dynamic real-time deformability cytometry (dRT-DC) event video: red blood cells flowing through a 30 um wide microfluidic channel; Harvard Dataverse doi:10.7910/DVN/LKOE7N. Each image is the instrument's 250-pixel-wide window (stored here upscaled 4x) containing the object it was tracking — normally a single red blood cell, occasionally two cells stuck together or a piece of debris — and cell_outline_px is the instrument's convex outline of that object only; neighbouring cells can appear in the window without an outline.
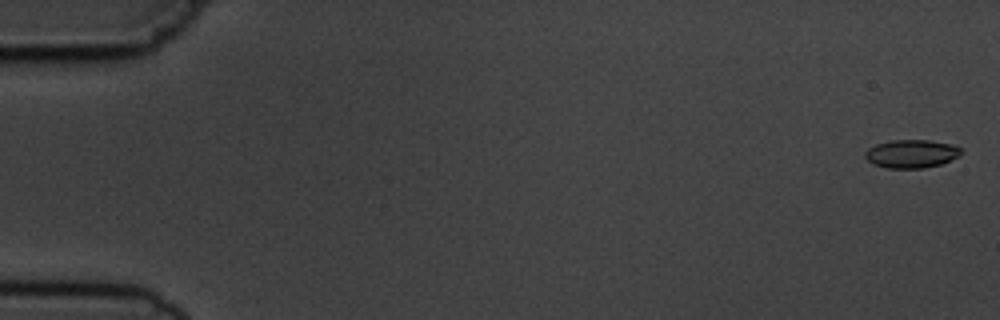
{"species": "common noctule bat (a hibernating species)", "species_latin": "Nyctalus noctula", "temperature_condition": "cold", "stored_images_in_passage": 8, "camera_frame_rate_fps": 3000, "um_per_image_px": 0.085, "animal": {"sex": "male", "body_mass_g": 19.5, "forearm_length_mm": 54.6}, "frame": {"image": 1, "passage_image": 1, "time_ms": 0.0, "image_size_px": [1000, 320], "cell_outline_px": [[964, 148], [960, 156], [940, 164], [924, 168], [888, 168], [872, 164], [864, 156], [864, 152], [868, 148], [876, 144], [892, 140], [928, 140], [952, 144]], "centroid_in_image_um": [77.49, 13.06], "position_along_channel_um": 7.5, "area_um2": 15.95}}
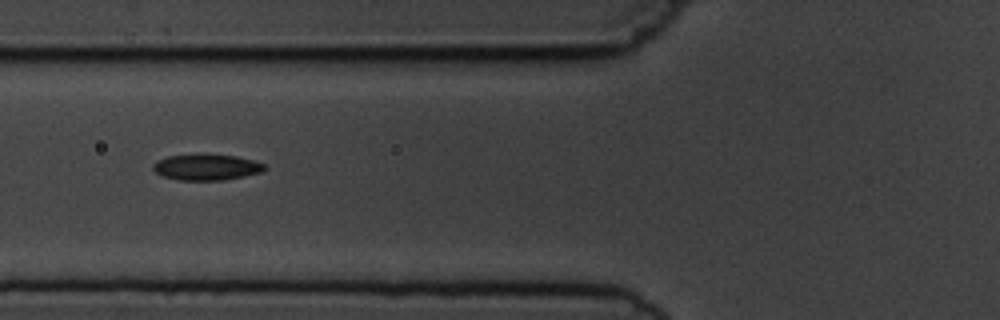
{"frame": {"image": 2, "passage_image": 6, "time_ms": 6.667, "image_size_px": [1000, 320], "cell_outline_px": [[268, 168], [264, 172], [224, 180], [176, 180], [164, 176], [156, 172], [152, 168], [152, 164], [168, 156], [236, 156], [252, 160], [264, 164]], "centroid_in_image_um": [17.6, 14.25], "position_along_channel_um": 108.2, "area_um2": 16.36}}
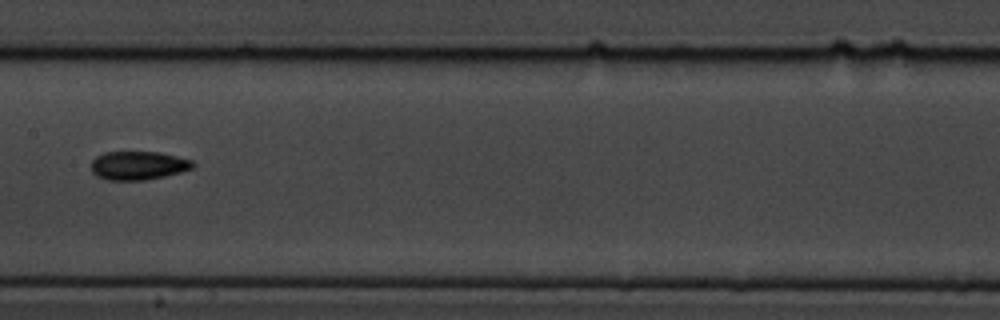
{"frame": {"image": 3, "passage_image": 8, "time_ms": 9.0, "image_size_px": [1000, 320], "cell_outline_px": [[196, 164], [192, 168], [180, 172], [164, 176], [144, 180], [108, 180], [96, 176], [92, 172], [92, 160], [96, 156], [104, 152], [160, 152], [192, 160]], "centroid_in_image_um": [11.74, 14.06], "position_along_channel_um": 195.7, "area_um2": 16.94}}